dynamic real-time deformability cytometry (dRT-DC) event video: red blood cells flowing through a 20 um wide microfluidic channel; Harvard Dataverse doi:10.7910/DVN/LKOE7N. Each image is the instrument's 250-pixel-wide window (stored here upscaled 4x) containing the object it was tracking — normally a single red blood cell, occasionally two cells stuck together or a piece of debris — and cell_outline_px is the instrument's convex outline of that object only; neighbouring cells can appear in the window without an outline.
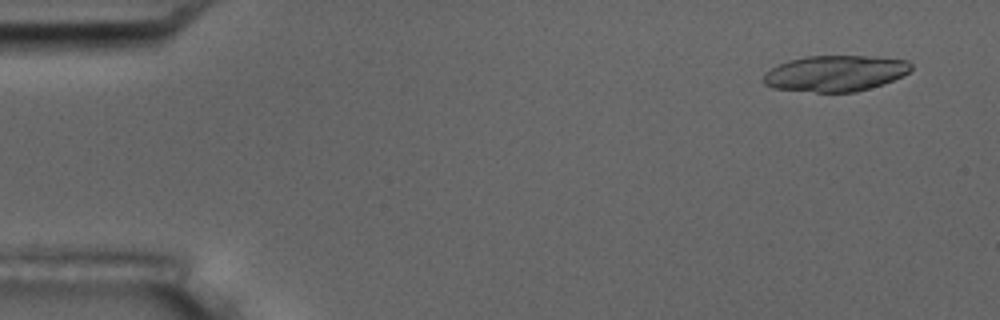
{"species": "common noctule bat (a hibernating species)", "species_latin": "Nyctalus noctula", "temperature_condition": "room temperature", "stored_images_in_passage": 5, "camera_frame_rate_fps": 3000, "um_per_image_px": 0.085, "animal": {"sex": "male", "body_mass_g": 17.5, "forearm_length_mm": 52.3}, "frame": {"image": 1, "passage_image": 2, "time_ms": 1.0, "image_size_px": [1000, 320], "cell_outline_px": [[912, 68], [908, 72], [892, 80], [856, 92], [816, 92], [772, 88], [764, 84], [760, 80], [764, 72], [780, 64], [792, 60], [808, 56], [864, 56], [908, 60], [912, 64]], "centroid_in_image_um": [70.95, 6.24], "position_along_channel_um": 14.1, "area_um2": 30.69}}